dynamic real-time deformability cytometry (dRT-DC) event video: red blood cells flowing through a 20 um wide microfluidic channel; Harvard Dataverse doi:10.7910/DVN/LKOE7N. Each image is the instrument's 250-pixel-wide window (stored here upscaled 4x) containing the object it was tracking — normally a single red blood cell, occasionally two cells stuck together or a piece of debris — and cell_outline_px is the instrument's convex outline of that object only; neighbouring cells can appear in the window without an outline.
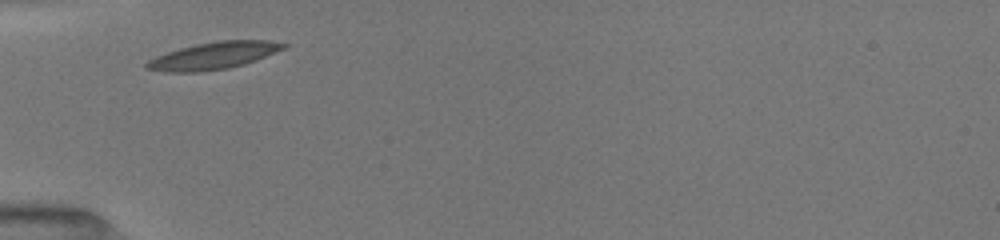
{"species": "common noctule bat (a hibernating species)", "species_latin": "Nyctalus noctula", "temperature_condition": "room temperature", "stored_images_in_passage": 5, "camera_frame_rate_fps": 3000, "um_per_image_px": 0.085, "animal": {"sex": "female", "body_mass_g": 19.5, "forearm_length_mm": 54.1}, "frame": {"image": 1, "passage_image": 1, "time_ms": 0.0, "image_size_px": [1000, 240], "cell_outline_px": [[288, 44], [284, 48], [256, 60], [244, 64], [228, 68], [200, 72], [168, 72], [144, 68], [144, 64], [148, 60], [156, 56], [180, 48], [196, 44], [220, 40], [268, 40]], "centroid_in_image_um": [18.13, 4.73], "position_along_channel_um": 66.9, "area_um2": 21.5}}
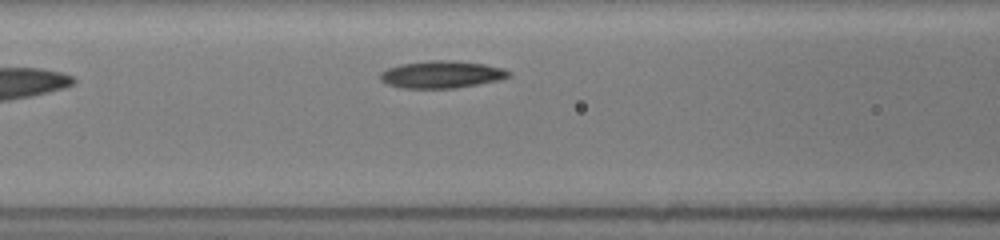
{"frame": {"image": 2, "passage_image": 5, "time_ms": 1.667, "image_size_px": [1000, 240], "cell_outline_px": [[512, 76], [500, 80], [456, 88], [404, 88], [388, 84], [380, 80], [380, 72], [388, 68], [400, 64], [428, 60], [456, 60], [484, 64], [504, 68], [512, 72]], "centroid_in_image_um": [37.58, 6.32], "position_along_channel_um": 129.0, "area_um2": 20.63}}